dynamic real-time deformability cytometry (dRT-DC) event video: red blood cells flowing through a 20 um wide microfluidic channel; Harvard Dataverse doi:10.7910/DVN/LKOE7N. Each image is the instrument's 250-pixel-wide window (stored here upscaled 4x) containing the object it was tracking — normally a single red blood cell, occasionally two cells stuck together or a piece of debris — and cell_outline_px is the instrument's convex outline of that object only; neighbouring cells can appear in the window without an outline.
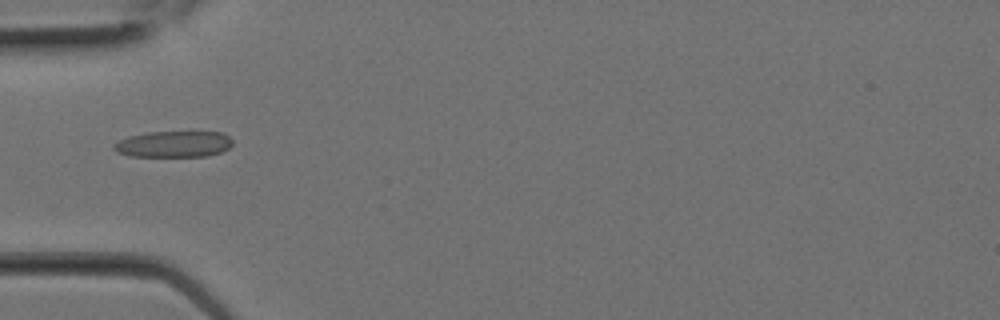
{"species": "Egyptian fruit bat (a non-hibernating species)", "species_latin": "Rousettus aegyptiacus", "temperature_condition": "room temperature", "stored_images_in_passage": 2, "camera_frame_rate_fps": 3000, "um_per_image_px": 0.085, "animal": {"sex": "female"}, "frame": {"image": 1, "passage_image": 2, "time_ms": 0.333, "image_size_px": [1000, 320], "cell_outline_px": [[232, 144], [228, 148], [220, 152], [208, 156], [128, 156], [116, 152], [112, 148], [112, 144], [128, 136], [148, 132], [224, 132], [232, 140]], "centroid_in_image_um": [14.73, 12.25], "position_along_channel_um": 70.3, "area_um2": 18.21}}